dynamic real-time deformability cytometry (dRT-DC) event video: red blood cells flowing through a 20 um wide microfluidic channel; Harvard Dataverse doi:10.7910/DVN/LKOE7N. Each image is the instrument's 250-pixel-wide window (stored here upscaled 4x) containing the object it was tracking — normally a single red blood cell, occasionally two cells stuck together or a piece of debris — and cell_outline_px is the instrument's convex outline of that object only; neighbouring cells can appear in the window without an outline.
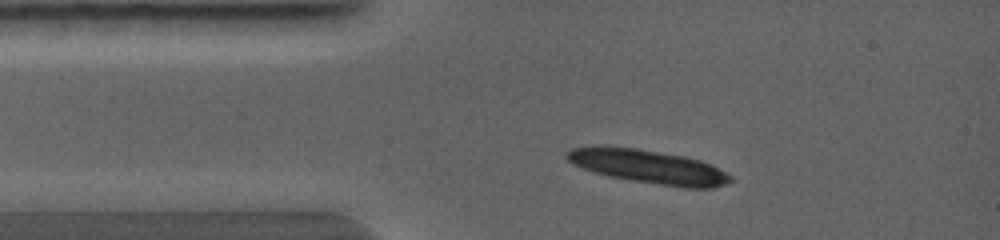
{"species": "common noctule bat (a hibernating species)", "species_latin": "Nyctalus noctula", "temperature_condition": "warm", "stored_images_in_passage": 1, "camera_frame_rate_fps": 5000, "um_per_image_px": 0.085, "animal": {"sex": "female", "body_mass_g": 19.0, "forearm_length_mm": 56.7}, "frame": {"image": 1, "passage_image": 1, "time_ms": 0.0, "image_size_px": [1000, 240], "cell_outline_px": [[732, 180], [728, 184], [712, 188], [684, 188], [632, 180], [608, 176], [572, 164], [564, 156], [564, 152], [572, 148], [600, 144], [604, 144], [636, 148], [684, 156], [700, 160], [712, 164], [732, 176]], "centroid_in_image_um": [55.09, 14.14], "position_along_channel_um": 29.9, "area_um2": 32.54}}